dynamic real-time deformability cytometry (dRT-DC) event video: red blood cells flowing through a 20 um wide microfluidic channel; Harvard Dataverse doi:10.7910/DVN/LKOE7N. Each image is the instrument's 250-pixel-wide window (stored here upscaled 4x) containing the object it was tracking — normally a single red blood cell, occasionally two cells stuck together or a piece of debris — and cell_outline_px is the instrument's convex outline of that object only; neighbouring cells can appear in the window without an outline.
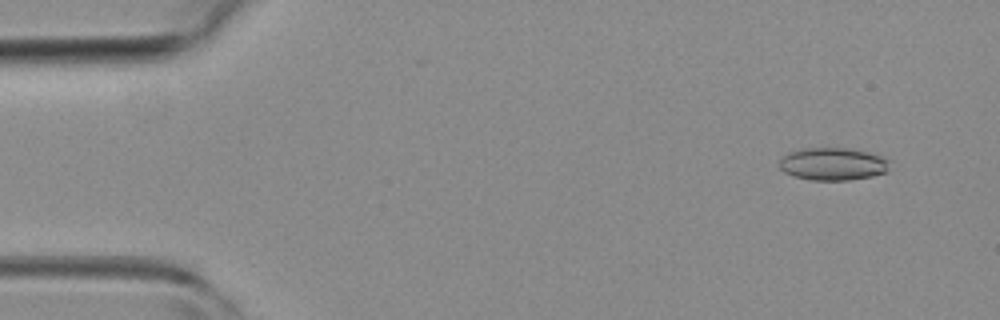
{"species": "common noctule bat (a hibernating species)", "species_latin": "Nyctalus noctula", "temperature_condition": "room temperature", "stored_images_in_passage": 6, "camera_frame_rate_fps": 3000, "um_per_image_px": 0.085, "animal": {"sex": "female", "body_mass_g": 19.3, "forearm_length_mm": 54.1}, "frame": {"image": 1, "passage_image": 2, "time_ms": 1.0, "image_size_px": [1000, 320], "cell_outline_px": [[892, 160], [888, 172], [872, 176], [848, 180], [812, 180], [796, 176], [784, 172], [780, 168], [780, 160], [788, 152], [800, 148], [844, 148], [864, 152], [880, 156]], "centroid_in_image_um": [70.82, 13.94], "position_along_channel_um": 14.2, "area_um2": 20.92}}
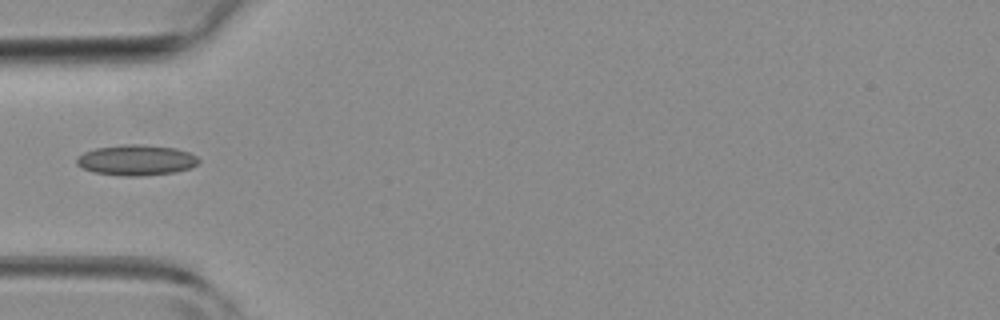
{"frame": {"image": 2, "passage_image": 5, "time_ms": 4.667, "image_size_px": [1000, 320], "cell_outline_px": [[200, 160], [192, 168], [176, 172], [140, 176], [120, 176], [92, 172], [76, 164], [76, 160], [84, 152], [96, 148], [124, 144], [144, 144], [176, 148], [188, 152], [196, 156]], "centroid_in_image_um": [11.6, 13.61], "position_along_channel_um": 73.4, "area_um2": 21.85}}
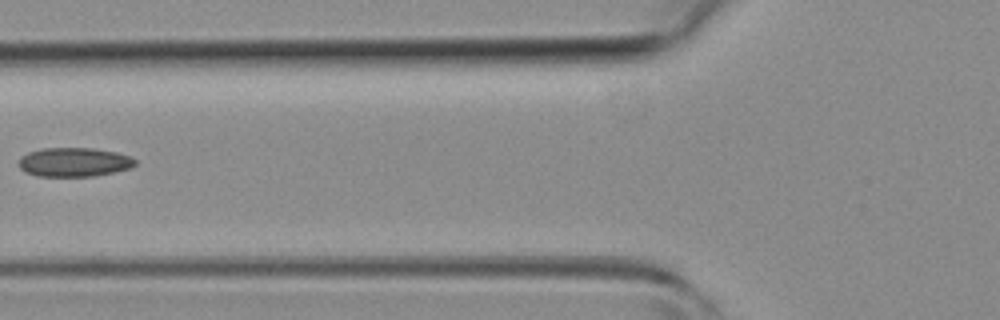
{"frame": {"image": 3, "passage_image": 6, "time_ms": 5.667, "image_size_px": [1000, 320], "cell_outline_px": [[136, 164], [132, 168], [96, 176], [36, 176], [24, 172], [16, 164], [20, 156], [28, 152], [44, 148], [92, 148], [116, 152], [128, 156], [136, 160]], "centroid_in_image_um": [6.26, 13.79], "position_along_channel_um": 119.5, "area_um2": 19.94}}